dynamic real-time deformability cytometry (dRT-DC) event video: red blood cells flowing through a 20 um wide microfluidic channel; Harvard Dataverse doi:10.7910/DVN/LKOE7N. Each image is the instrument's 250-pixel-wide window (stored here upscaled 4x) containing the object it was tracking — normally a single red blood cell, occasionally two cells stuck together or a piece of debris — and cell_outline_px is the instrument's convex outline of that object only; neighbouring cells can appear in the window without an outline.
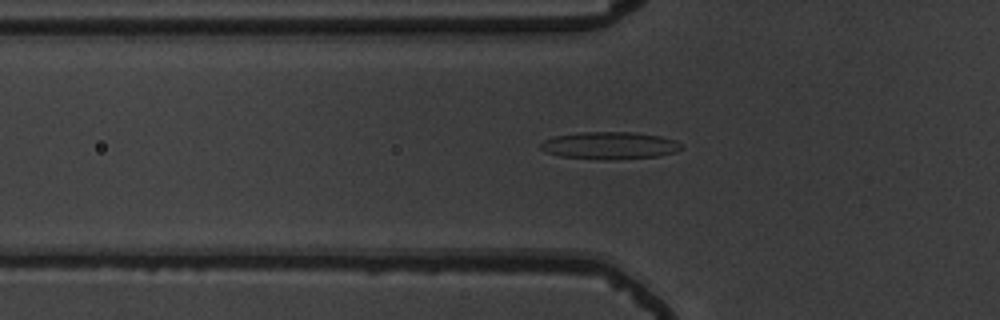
{"species": "common noctule bat (a hibernating species)", "species_latin": "Nyctalus noctula", "temperature_condition": "warm", "stored_images_in_passage": 54, "camera_frame_rate_fps": 3000, "um_per_image_px": 0.085, "animal": {"sex": "male", "body_mass_g": 19.5, "forearm_length_mm": 54.6}, "frame": {"image": 1, "passage_image": 19, "time_ms": 6.0, "image_size_px": [1000, 320], "cell_outline_px": [[684, 148], [676, 152], [656, 156], [608, 160], [604, 160], [560, 156], [544, 152], [540, 148], [540, 144], [544, 140], [556, 136], [580, 132], [636, 132], [660, 136], [676, 140], [684, 144]], "centroid_in_image_um": [51.86, 12.37], "position_along_channel_um": 73.9, "area_um2": 22.6}}
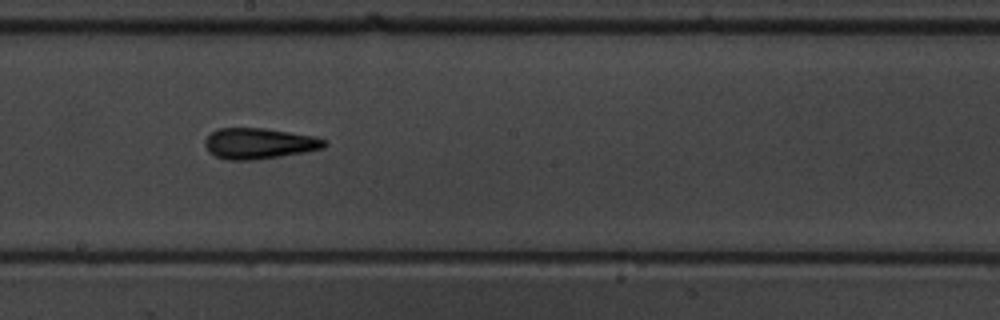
{"frame": {"image": 2, "passage_image": 31, "time_ms": 10.0, "image_size_px": [1000, 320], "cell_outline_px": [[328, 144], [324, 148], [304, 152], [280, 156], [252, 160], [228, 160], [216, 156], [208, 152], [204, 144], [204, 140], [216, 128], [264, 128], [312, 136], [328, 140]], "centroid_in_image_um": [22.01, 12.19], "position_along_channel_um": 226.2, "area_um2": 21.44}}
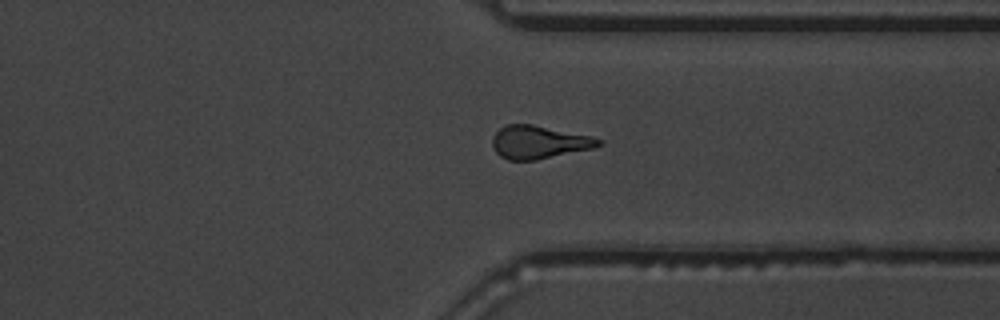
{"frame": {"image": 3, "passage_image": 42, "time_ms": 13.667, "image_size_px": [1000, 320], "cell_outline_px": [[604, 144], [592, 148], [536, 160], [508, 160], [500, 156], [496, 152], [492, 144], [492, 136], [500, 128], [508, 124], [532, 124], [592, 136], [604, 140]], "centroid_in_image_um": [45.82, 12.08], "position_along_channel_um": 365.6, "area_um2": 20.46}, "authors_computed_cell_mechanics": {"area_um2": 20.23, "velocity_mm_per_s": 3.8037, "shape_relaxation_time_tau1_ms": null, "shape_relaxation_time_tau2_ms": 2.9723, "deformation_change_tau1": null, "deformation_change_tau2": 0.1384}}